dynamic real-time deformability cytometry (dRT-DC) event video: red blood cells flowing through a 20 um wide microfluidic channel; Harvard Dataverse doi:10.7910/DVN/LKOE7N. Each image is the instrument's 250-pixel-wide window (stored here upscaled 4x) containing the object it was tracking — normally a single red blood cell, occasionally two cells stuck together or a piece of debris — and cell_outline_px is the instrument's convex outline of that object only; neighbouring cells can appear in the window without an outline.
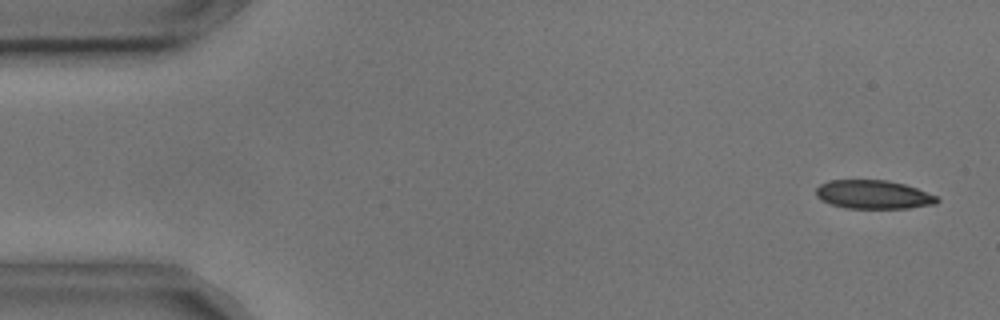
{"species": "common noctule bat (a hibernating species)", "species_latin": "Nyctalus noctula", "temperature_condition": "cold", "stored_images_in_passage": 7, "camera_frame_rate_fps": 3000, "um_per_image_px": 0.085, "animal": {"sex": "male", "body_mass_g": 17.9, "forearm_length_mm": 54.2}, "frame": {"image": 1, "passage_image": 1, "time_ms": 0.0, "image_size_px": [1000, 320], "cell_outline_px": [[940, 200], [936, 204], [908, 208], [848, 208], [832, 204], [820, 200], [816, 196], [816, 188], [820, 184], [828, 180], [888, 180], [904, 184], [916, 188], [936, 196]], "centroid_in_image_um": [74.22, 16.53], "position_along_channel_um": 10.8, "area_um2": 20.17}}
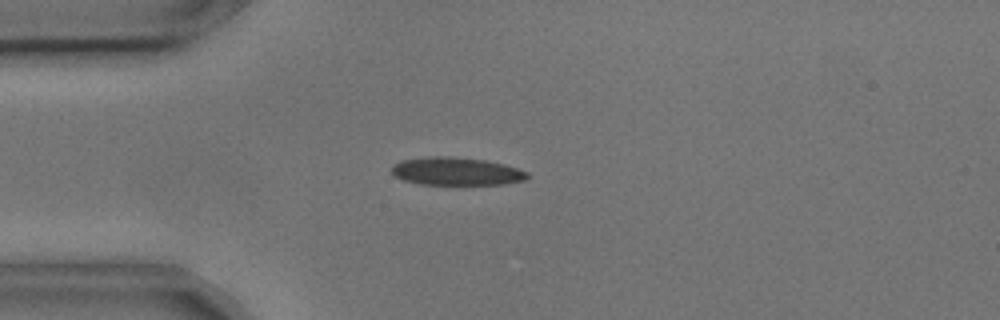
{"frame": {"image": 2, "passage_image": 4, "time_ms": 1.0, "image_size_px": [1000, 320], "cell_outline_px": [[528, 176], [524, 180], [504, 184], [420, 184], [404, 180], [396, 176], [392, 172], [392, 164], [400, 160], [428, 156], [448, 156], [484, 160], [504, 164], [528, 172]], "centroid_in_image_um": [38.75, 14.55], "position_along_channel_um": 46.2, "area_um2": 21.96}}
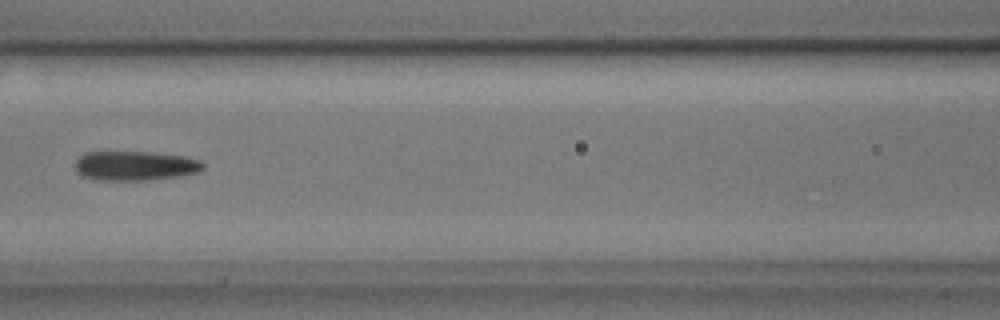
{"frame": {"image": 3, "passage_image": 7, "time_ms": 2.0, "image_size_px": [1000, 320], "cell_outline_px": [[204, 168], [200, 172], [184, 176], [148, 180], [96, 180], [84, 176], [76, 172], [76, 160], [84, 152], [152, 152], [184, 156], [200, 160], [204, 164]], "centroid_in_image_um": [11.53, 14.09], "position_along_channel_um": 155.1, "area_um2": 22.2}}